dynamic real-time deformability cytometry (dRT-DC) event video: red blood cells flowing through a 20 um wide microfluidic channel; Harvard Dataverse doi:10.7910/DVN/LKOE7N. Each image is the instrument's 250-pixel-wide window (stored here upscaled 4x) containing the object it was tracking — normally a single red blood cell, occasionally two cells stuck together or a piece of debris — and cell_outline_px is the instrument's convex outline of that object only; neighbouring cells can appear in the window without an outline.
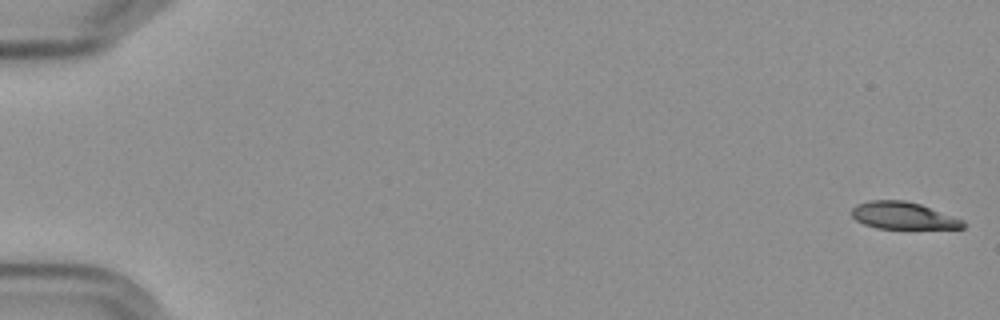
{"species": "Egyptian fruit bat (a non-hibernating species)", "species_latin": "Rousettus aegyptiacus", "temperature_condition": "cold", "stored_images_in_passage": 57, "camera_frame_rate_fps": 3000, "um_per_image_px": 0.085, "frame": {"image": 1, "passage_image": 1, "time_ms": 0.0, "image_size_px": [1000, 320], "cell_outline_px": [[964, 228], [876, 228], [864, 224], [856, 220], [852, 216], [852, 208], [856, 204], [868, 200], [904, 200], [920, 204], [964, 220]], "centroid_in_image_um": [76.73, 18.31], "position_along_channel_um": 8.3, "area_um2": 17.46}}
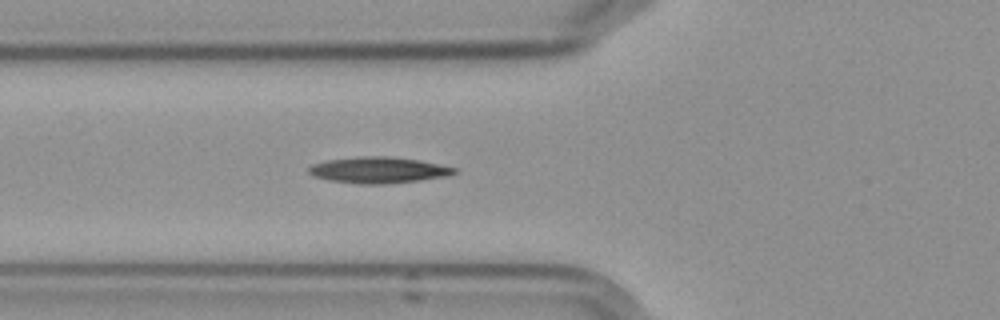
{"frame": {"image": 2, "passage_image": 22, "time_ms": 7.0, "image_size_px": [1000, 320], "cell_outline_px": [[456, 172], [448, 176], [420, 180], [384, 184], [360, 184], [328, 180], [312, 176], [308, 172], [308, 168], [312, 164], [324, 160], [356, 156], [392, 156], [420, 160], [456, 168]], "centroid_in_image_um": [32.12, 14.44], "position_along_channel_um": 93.7, "area_um2": 22.43}}
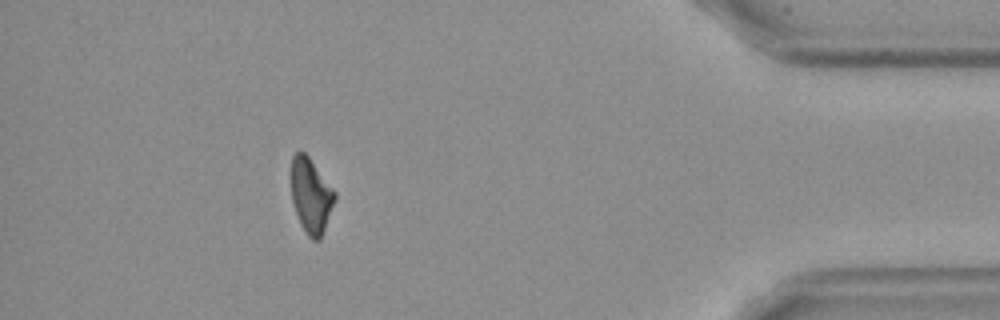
{"frame": {"image": 3, "passage_image": 52, "time_ms": 17.0, "image_size_px": [1000, 320], "cell_outline_px": [[336, 200], [320, 240], [312, 240], [308, 236], [300, 224], [292, 200], [292, 156], [296, 152], [304, 152], [308, 156], [336, 192]], "centroid_in_image_um": [26.45, 16.65], "position_along_channel_um": 408.7, "area_um2": 18.84}}